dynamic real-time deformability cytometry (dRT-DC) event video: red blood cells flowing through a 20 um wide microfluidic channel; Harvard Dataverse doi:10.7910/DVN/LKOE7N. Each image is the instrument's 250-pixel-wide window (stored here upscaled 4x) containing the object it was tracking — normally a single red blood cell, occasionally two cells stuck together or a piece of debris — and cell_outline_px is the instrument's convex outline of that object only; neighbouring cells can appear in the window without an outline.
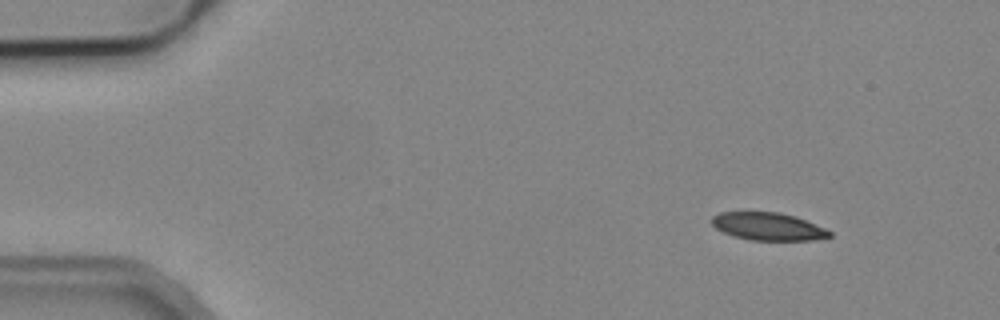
{"species": "common noctule bat (a hibernating species)", "species_latin": "Nyctalus noctula", "temperature_condition": "cold", "stored_images_in_passage": 5, "segment_of_instrument_passage": [2, 2], "camera_frame_rate_fps": 3000, "um_per_image_px": 0.085, "animal": {"sex": "male", "body_mass_g": 19.2, "forearm_length_mm": 51.8}, "frame": {"image": 1, "passage_image": 5, "time_ms": 5.667, "image_size_px": [1000, 320], "cell_outline_px": [[832, 236], [812, 240], [748, 240], [724, 232], [716, 228], [708, 220], [712, 216], [720, 212], [780, 212], [796, 216], [824, 228], [832, 232]], "centroid_in_image_um": [65.26, 19.24], "position_along_channel_um": 19.7, "area_um2": 19.02}}